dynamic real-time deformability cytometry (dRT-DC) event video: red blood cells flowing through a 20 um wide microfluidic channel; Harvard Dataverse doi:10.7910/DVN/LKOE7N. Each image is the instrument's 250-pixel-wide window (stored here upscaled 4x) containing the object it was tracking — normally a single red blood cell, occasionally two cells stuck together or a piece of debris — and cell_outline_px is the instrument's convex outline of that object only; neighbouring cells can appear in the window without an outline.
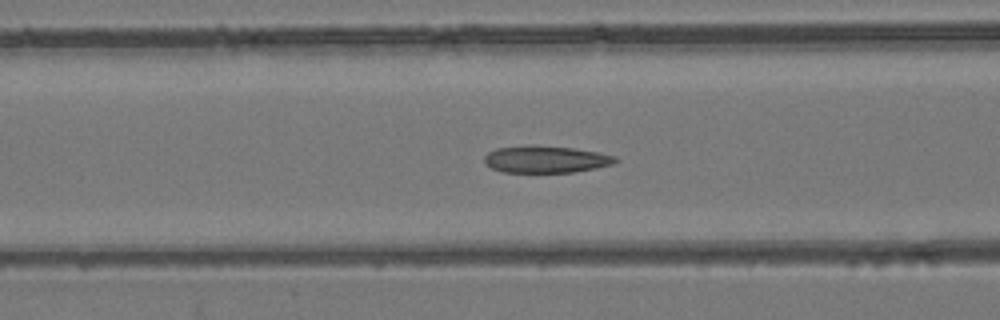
{"species": "common noctule bat (a hibernating species)", "species_latin": "Nyctalus noctula", "temperature_condition": "room temperature", "stored_images_in_passage": 54, "camera_frame_rate_fps": 3000, "um_per_image_px": 0.085, "animal": {"sex": "female", "body_mass_g": 24.6, "forearm_length_mm": 56.2}, "frame": {"image": 1, "passage_image": 22, "time_ms": 7.0, "image_size_px": [1000, 320], "cell_outline_px": [[620, 160], [612, 164], [596, 168], [572, 172], [504, 172], [492, 168], [484, 164], [484, 156], [488, 152], [496, 148], [528, 144], [536, 144], [572, 148], [596, 152], [616, 156]], "centroid_in_image_um": [46.36, 13.52], "position_along_channel_um": 120.2, "area_um2": 20.87}}
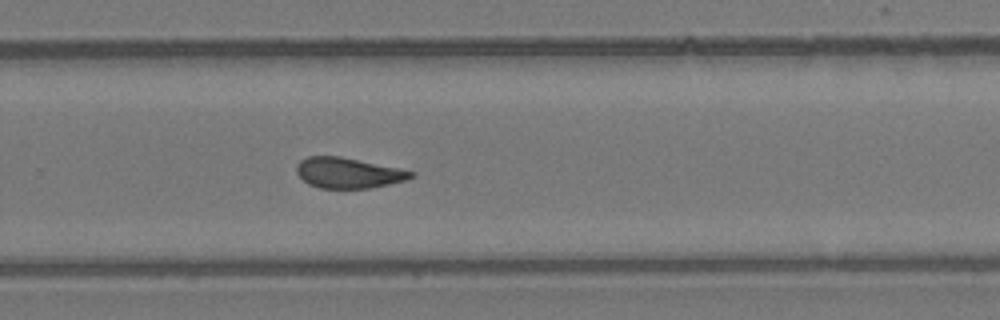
{"frame": {"image": 2, "passage_image": 36, "time_ms": 11.667, "image_size_px": [1000, 320], "cell_outline_px": [[416, 176], [404, 180], [388, 184], [368, 188], [320, 188], [308, 184], [296, 172], [296, 164], [300, 160], [308, 156], [340, 156], [400, 168], [416, 172]], "centroid_in_image_um": [29.6, 14.68], "position_along_channel_um": 300.2, "area_um2": 20.35}}
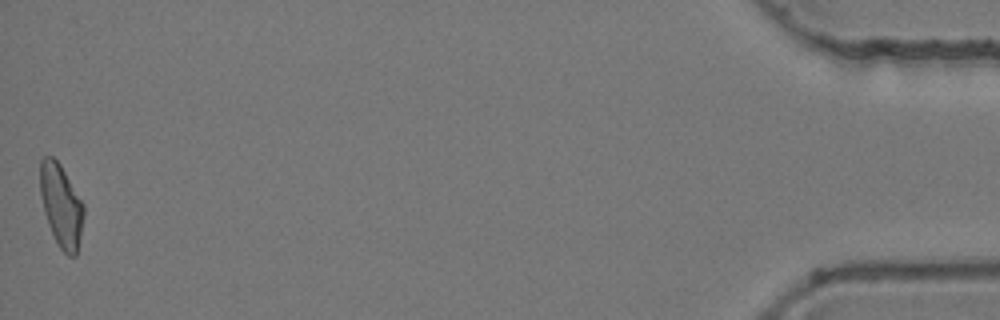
{"frame": {"image": 3, "passage_image": 54, "time_ms": 17.667, "image_size_px": [1000, 320], "cell_outline_px": [[84, 216], [76, 256], [68, 256], [60, 248], [48, 224], [44, 212], [40, 196], [40, 160], [44, 156], [52, 156], [60, 164], [84, 204]], "centroid_in_image_um": [5.19, 17.46], "position_along_channel_um": 430.0, "area_um2": 20.92}, "authors_computed_cell_mechanics": {"area_um2": 21.1548, "velocity_mm_per_s": 3.8619, "shape_relaxation_time_tau1_ms": null, "shape_relaxation_time_tau2_ms": 2.334, "deformation_change_tau1": null, "deformation_change_tau2": 0.0954}}